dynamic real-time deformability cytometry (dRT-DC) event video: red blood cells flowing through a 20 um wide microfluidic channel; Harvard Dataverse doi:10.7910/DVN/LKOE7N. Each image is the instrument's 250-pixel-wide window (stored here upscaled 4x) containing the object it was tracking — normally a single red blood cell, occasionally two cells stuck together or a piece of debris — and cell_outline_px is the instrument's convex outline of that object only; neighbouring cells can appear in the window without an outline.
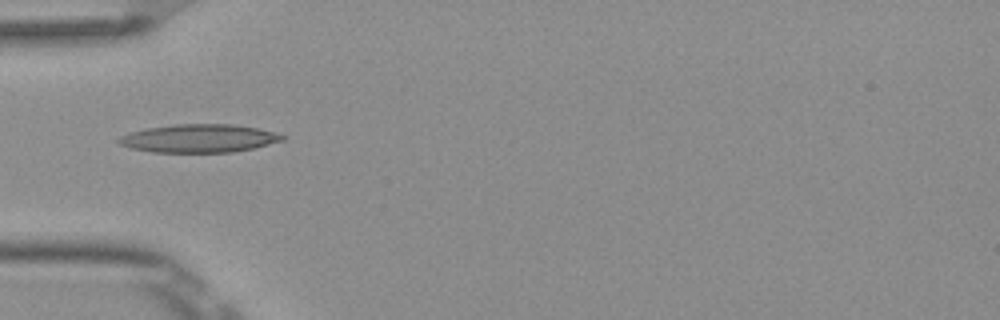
{"species": "Egyptian fruit bat (a non-hibernating species)", "species_latin": "Rousettus aegyptiacus", "temperature_condition": "room temperature", "stored_images_in_passage": 7, "camera_frame_rate_fps": 3000, "um_per_image_px": 0.085, "frame": {"image": 1, "passage_image": 4, "time_ms": 1.0, "image_size_px": [1000, 320], "cell_outline_px": [[284, 140], [252, 148], [232, 152], [152, 152], [132, 148], [120, 144], [116, 140], [120, 136], [132, 132], [148, 128], [176, 124], [232, 124], [256, 128], [272, 132], [284, 136]], "centroid_in_image_um": [16.88, 11.76], "position_along_channel_um": 68.1, "area_um2": 26.47}}
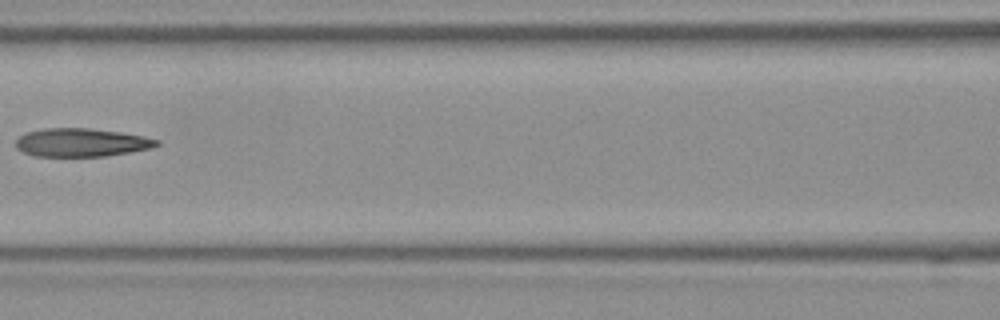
{"frame": {"image": 2, "passage_image": 6, "time_ms": 1.667, "image_size_px": [1000, 320], "cell_outline_px": [[160, 144], [152, 148], [104, 156], [36, 156], [24, 152], [16, 148], [16, 140], [24, 132], [44, 128], [88, 128], [120, 132], [144, 136], [160, 140]], "centroid_in_image_um": [6.91, 12.1], "position_along_channel_um": 159.7, "area_um2": 23.24}}
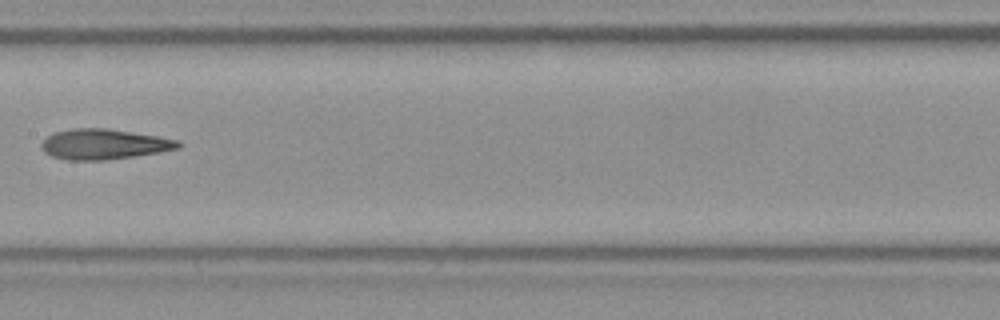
{"frame": {"image": 3, "passage_image": 7, "time_ms": 2.0, "image_size_px": [1000, 320], "cell_outline_px": [[184, 144], [180, 148], [160, 152], [104, 160], [68, 160], [52, 156], [44, 152], [40, 148], [40, 144], [52, 132], [72, 128], [108, 128], [180, 140]], "centroid_in_image_um": [8.83, 12.25], "position_along_channel_um": 198.6, "area_um2": 24.28}}